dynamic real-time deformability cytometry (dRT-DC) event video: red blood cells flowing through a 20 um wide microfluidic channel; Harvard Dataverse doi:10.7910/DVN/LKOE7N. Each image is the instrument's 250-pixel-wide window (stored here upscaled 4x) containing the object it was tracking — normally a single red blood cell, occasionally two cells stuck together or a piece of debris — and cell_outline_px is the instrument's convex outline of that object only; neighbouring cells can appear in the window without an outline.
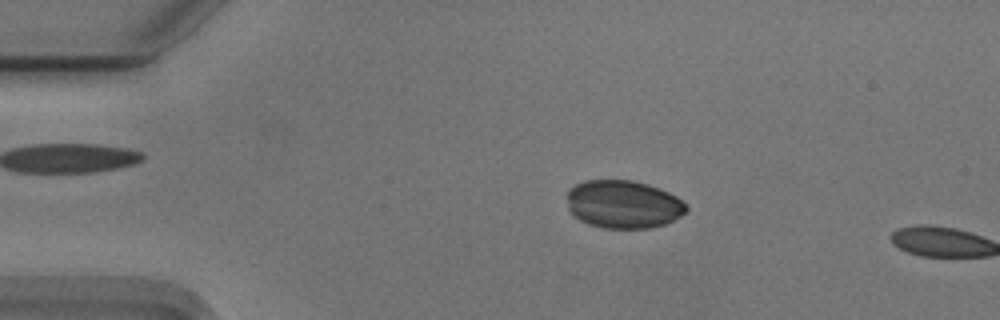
{"species": "Egyptian fruit bat (a non-hibernating species)", "species_latin": "Rousettus aegyptiacus", "temperature_condition": "cold", "stored_images_in_passage": 11, "camera_frame_rate_fps": 3000, "um_per_image_px": 0.085, "animal": {"sex": "male"}, "frame": {"image": 1, "passage_image": 10, "time_ms": 3.0, "image_size_px": [1000, 320], "cell_outline_px": [[688, 208], [680, 216], [664, 224], [652, 228], [604, 228], [588, 224], [572, 216], [568, 208], [568, 188], [584, 180], [632, 180], [648, 184], [660, 188], [676, 196]], "centroid_in_image_um": [52.94, 17.36], "position_along_channel_um": 32.1, "area_um2": 33.47}}